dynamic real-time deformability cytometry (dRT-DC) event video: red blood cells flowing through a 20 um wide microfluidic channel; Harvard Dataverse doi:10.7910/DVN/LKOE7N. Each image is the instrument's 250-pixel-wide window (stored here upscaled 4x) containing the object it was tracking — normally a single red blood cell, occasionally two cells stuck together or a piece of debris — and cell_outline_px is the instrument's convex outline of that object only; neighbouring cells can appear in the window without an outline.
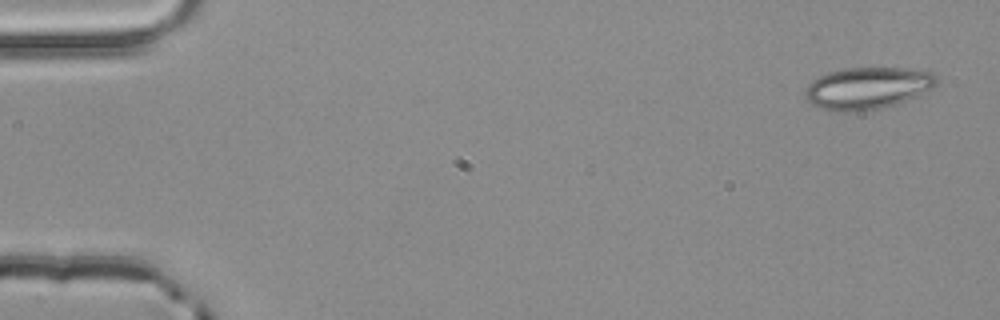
{"species": "common noctule bat (a hibernating species)", "species_latin": "Nyctalus noctula", "temperature_condition": "room temperature", "stored_images_in_passage": 3, "camera_frame_rate_fps": 3000, "um_per_image_px": 0.085, "animal": {"sex": "male", "body_mass_g": 20.4}, "frame": {"image": 1, "passage_image": 1, "time_ms": 0.0, "image_size_px": [1000, 320], "cell_outline_px": [[936, 84], [932, 88], [920, 96], [900, 104], [880, 108], [856, 112], [836, 112], [820, 108], [812, 104], [804, 96], [804, 92], [808, 84], [812, 80], [828, 72], [844, 68], [904, 68], [936, 72]], "centroid_in_image_um": [73.76, 7.5], "position_along_channel_um": 11.2, "area_um2": 32.66}}